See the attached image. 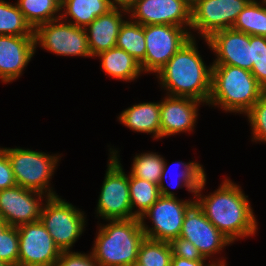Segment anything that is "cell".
I'll return each mask as SVG.
<instances>
[{
	"label": "cell",
	"mask_w": 266,
	"mask_h": 266,
	"mask_svg": "<svg viewBox=\"0 0 266 266\" xmlns=\"http://www.w3.org/2000/svg\"><path fill=\"white\" fill-rule=\"evenodd\" d=\"M206 185V176L201 180L195 193V202L206 218L232 243L238 238L255 235L257 219L248 196L240 186L225 178L219 188L208 196L201 195Z\"/></svg>",
	"instance_id": "cell-1"
},
{
	"label": "cell",
	"mask_w": 266,
	"mask_h": 266,
	"mask_svg": "<svg viewBox=\"0 0 266 266\" xmlns=\"http://www.w3.org/2000/svg\"><path fill=\"white\" fill-rule=\"evenodd\" d=\"M169 96L190 97L208 104L211 93L212 65L206 66L195 37L186 42L157 72Z\"/></svg>",
	"instance_id": "cell-2"
},
{
	"label": "cell",
	"mask_w": 266,
	"mask_h": 266,
	"mask_svg": "<svg viewBox=\"0 0 266 266\" xmlns=\"http://www.w3.org/2000/svg\"><path fill=\"white\" fill-rule=\"evenodd\" d=\"M265 92L251 71L231 65H212L209 106L246 114Z\"/></svg>",
	"instance_id": "cell-3"
},
{
	"label": "cell",
	"mask_w": 266,
	"mask_h": 266,
	"mask_svg": "<svg viewBox=\"0 0 266 266\" xmlns=\"http://www.w3.org/2000/svg\"><path fill=\"white\" fill-rule=\"evenodd\" d=\"M100 225L91 248L99 266H131L137 261L138 250L145 238L140 219L109 220Z\"/></svg>",
	"instance_id": "cell-4"
},
{
	"label": "cell",
	"mask_w": 266,
	"mask_h": 266,
	"mask_svg": "<svg viewBox=\"0 0 266 266\" xmlns=\"http://www.w3.org/2000/svg\"><path fill=\"white\" fill-rule=\"evenodd\" d=\"M18 186L47 197L58 196L50 187V179L58 166L59 156L23 148H4Z\"/></svg>",
	"instance_id": "cell-5"
},
{
	"label": "cell",
	"mask_w": 266,
	"mask_h": 266,
	"mask_svg": "<svg viewBox=\"0 0 266 266\" xmlns=\"http://www.w3.org/2000/svg\"><path fill=\"white\" fill-rule=\"evenodd\" d=\"M118 151L110 148V157L97 203V216L109 220L136 218L132 212L129 175L125 174Z\"/></svg>",
	"instance_id": "cell-6"
},
{
	"label": "cell",
	"mask_w": 266,
	"mask_h": 266,
	"mask_svg": "<svg viewBox=\"0 0 266 266\" xmlns=\"http://www.w3.org/2000/svg\"><path fill=\"white\" fill-rule=\"evenodd\" d=\"M40 221L48 230L60 251H70L84 231V211L79 210L61 197L45 198Z\"/></svg>",
	"instance_id": "cell-7"
},
{
	"label": "cell",
	"mask_w": 266,
	"mask_h": 266,
	"mask_svg": "<svg viewBox=\"0 0 266 266\" xmlns=\"http://www.w3.org/2000/svg\"><path fill=\"white\" fill-rule=\"evenodd\" d=\"M35 45L61 56L92 57L85 28L61 18L38 25L34 29Z\"/></svg>",
	"instance_id": "cell-8"
},
{
	"label": "cell",
	"mask_w": 266,
	"mask_h": 266,
	"mask_svg": "<svg viewBox=\"0 0 266 266\" xmlns=\"http://www.w3.org/2000/svg\"><path fill=\"white\" fill-rule=\"evenodd\" d=\"M194 203L195 199L181 201L176 196H160L140 218L145 237L166 242L178 238L186 212ZM147 218L151 219L152 228L145 224Z\"/></svg>",
	"instance_id": "cell-9"
},
{
	"label": "cell",
	"mask_w": 266,
	"mask_h": 266,
	"mask_svg": "<svg viewBox=\"0 0 266 266\" xmlns=\"http://www.w3.org/2000/svg\"><path fill=\"white\" fill-rule=\"evenodd\" d=\"M175 25H144L145 34V73H157L170 58L194 35Z\"/></svg>",
	"instance_id": "cell-10"
},
{
	"label": "cell",
	"mask_w": 266,
	"mask_h": 266,
	"mask_svg": "<svg viewBox=\"0 0 266 266\" xmlns=\"http://www.w3.org/2000/svg\"><path fill=\"white\" fill-rule=\"evenodd\" d=\"M251 0H198L191 6V29L203 39L214 32L232 28L240 12Z\"/></svg>",
	"instance_id": "cell-11"
},
{
	"label": "cell",
	"mask_w": 266,
	"mask_h": 266,
	"mask_svg": "<svg viewBox=\"0 0 266 266\" xmlns=\"http://www.w3.org/2000/svg\"><path fill=\"white\" fill-rule=\"evenodd\" d=\"M18 266H55L61 251L41 221L17 227Z\"/></svg>",
	"instance_id": "cell-12"
},
{
	"label": "cell",
	"mask_w": 266,
	"mask_h": 266,
	"mask_svg": "<svg viewBox=\"0 0 266 266\" xmlns=\"http://www.w3.org/2000/svg\"><path fill=\"white\" fill-rule=\"evenodd\" d=\"M127 11L143 26L168 24L190 29L191 5L185 0H135Z\"/></svg>",
	"instance_id": "cell-13"
},
{
	"label": "cell",
	"mask_w": 266,
	"mask_h": 266,
	"mask_svg": "<svg viewBox=\"0 0 266 266\" xmlns=\"http://www.w3.org/2000/svg\"><path fill=\"white\" fill-rule=\"evenodd\" d=\"M43 197L48 198L43 193L18 185L1 190L0 215L2 220L14 227L39 221L44 204L42 203Z\"/></svg>",
	"instance_id": "cell-14"
},
{
	"label": "cell",
	"mask_w": 266,
	"mask_h": 266,
	"mask_svg": "<svg viewBox=\"0 0 266 266\" xmlns=\"http://www.w3.org/2000/svg\"><path fill=\"white\" fill-rule=\"evenodd\" d=\"M179 237L194 244L205 259L232 243L206 218L196 202L186 212Z\"/></svg>",
	"instance_id": "cell-15"
},
{
	"label": "cell",
	"mask_w": 266,
	"mask_h": 266,
	"mask_svg": "<svg viewBox=\"0 0 266 266\" xmlns=\"http://www.w3.org/2000/svg\"><path fill=\"white\" fill-rule=\"evenodd\" d=\"M204 40L216 56L212 65H231L252 70L250 35L229 28L216 31Z\"/></svg>",
	"instance_id": "cell-16"
},
{
	"label": "cell",
	"mask_w": 266,
	"mask_h": 266,
	"mask_svg": "<svg viewBox=\"0 0 266 266\" xmlns=\"http://www.w3.org/2000/svg\"><path fill=\"white\" fill-rule=\"evenodd\" d=\"M201 103L194 98L169 95L160 101L161 139L193 131Z\"/></svg>",
	"instance_id": "cell-17"
},
{
	"label": "cell",
	"mask_w": 266,
	"mask_h": 266,
	"mask_svg": "<svg viewBox=\"0 0 266 266\" xmlns=\"http://www.w3.org/2000/svg\"><path fill=\"white\" fill-rule=\"evenodd\" d=\"M36 52L34 36L0 35V79L16 80Z\"/></svg>",
	"instance_id": "cell-18"
},
{
	"label": "cell",
	"mask_w": 266,
	"mask_h": 266,
	"mask_svg": "<svg viewBox=\"0 0 266 266\" xmlns=\"http://www.w3.org/2000/svg\"><path fill=\"white\" fill-rule=\"evenodd\" d=\"M123 13H128L126 8L114 7L85 28L92 57L116 46L117 36L125 21L122 19Z\"/></svg>",
	"instance_id": "cell-19"
},
{
	"label": "cell",
	"mask_w": 266,
	"mask_h": 266,
	"mask_svg": "<svg viewBox=\"0 0 266 266\" xmlns=\"http://www.w3.org/2000/svg\"><path fill=\"white\" fill-rule=\"evenodd\" d=\"M121 124L136 132L161 138L160 102H143L124 109L119 115Z\"/></svg>",
	"instance_id": "cell-20"
},
{
	"label": "cell",
	"mask_w": 266,
	"mask_h": 266,
	"mask_svg": "<svg viewBox=\"0 0 266 266\" xmlns=\"http://www.w3.org/2000/svg\"><path fill=\"white\" fill-rule=\"evenodd\" d=\"M115 6L110 0H61L60 18L81 28H86L97 17L108 13ZM68 15V16H67Z\"/></svg>",
	"instance_id": "cell-21"
},
{
	"label": "cell",
	"mask_w": 266,
	"mask_h": 266,
	"mask_svg": "<svg viewBox=\"0 0 266 266\" xmlns=\"http://www.w3.org/2000/svg\"><path fill=\"white\" fill-rule=\"evenodd\" d=\"M95 57L100 58L101 68L104 72L115 79L129 82L143 73L138 61L125 50L116 46Z\"/></svg>",
	"instance_id": "cell-22"
},
{
	"label": "cell",
	"mask_w": 266,
	"mask_h": 266,
	"mask_svg": "<svg viewBox=\"0 0 266 266\" xmlns=\"http://www.w3.org/2000/svg\"><path fill=\"white\" fill-rule=\"evenodd\" d=\"M176 165L182 166L184 169H182V171H180L179 175L177 176V180L179 181L175 180V183L173 184H176L175 187L177 188H182V186L186 187L188 192L194 193L193 195L195 198V193L198 191L201 180L206 176L203 166L198 162L193 161H190L188 163H183L182 161H180L177 162ZM169 169L170 168H168L166 160H164L161 178L158 184L159 193L160 196L175 197L174 192L170 191V187H167V185H165L164 183L165 178L168 177L167 175L169 173ZM169 186L172 187V184H169Z\"/></svg>",
	"instance_id": "cell-23"
},
{
	"label": "cell",
	"mask_w": 266,
	"mask_h": 266,
	"mask_svg": "<svg viewBox=\"0 0 266 266\" xmlns=\"http://www.w3.org/2000/svg\"><path fill=\"white\" fill-rule=\"evenodd\" d=\"M124 21L117 36L116 47L125 50L133 56L141 65L142 71L145 72V34L144 26L134 22Z\"/></svg>",
	"instance_id": "cell-24"
},
{
	"label": "cell",
	"mask_w": 266,
	"mask_h": 266,
	"mask_svg": "<svg viewBox=\"0 0 266 266\" xmlns=\"http://www.w3.org/2000/svg\"><path fill=\"white\" fill-rule=\"evenodd\" d=\"M232 29L266 37V1L251 0L238 15Z\"/></svg>",
	"instance_id": "cell-25"
},
{
	"label": "cell",
	"mask_w": 266,
	"mask_h": 266,
	"mask_svg": "<svg viewBox=\"0 0 266 266\" xmlns=\"http://www.w3.org/2000/svg\"><path fill=\"white\" fill-rule=\"evenodd\" d=\"M25 20L35 29L38 25L60 18L61 0H17Z\"/></svg>",
	"instance_id": "cell-26"
},
{
	"label": "cell",
	"mask_w": 266,
	"mask_h": 266,
	"mask_svg": "<svg viewBox=\"0 0 266 266\" xmlns=\"http://www.w3.org/2000/svg\"><path fill=\"white\" fill-rule=\"evenodd\" d=\"M129 192L132 212L135 207L138 208L133 214L139 219L160 197L158 185L131 175H129Z\"/></svg>",
	"instance_id": "cell-27"
},
{
	"label": "cell",
	"mask_w": 266,
	"mask_h": 266,
	"mask_svg": "<svg viewBox=\"0 0 266 266\" xmlns=\"http://www.w3.org/2000/svg\"><path fill=\"white\" fill-rule=\"evenodd\" d=\"M0 35L34 36V29L25 20L17 3L0 0Z\"/></svg>",
	"instance_id": "cell-28"
},
{
	"label": "cell",
	"mask_w": 266,
	"mask_h": 266,
	"mask_svg": "<svg viewBox=\"0 0 266 266\" xmlns=\"http://www.w3.org/2000/svg\"><path fill=\"white\" fill-rule=\"evenodd\" d=\"M172 256L169 242L145 237L139 246L137 262L144 266H171Z\"/></svg>",
	"instance_id": "cell-29"
},
{
	"label": "cell",
	"mask_w": 266,
	"mask_h": 266,
	"mask_svg": "<svg viewBox=\"0 0 266 266\" xmlns=\"http://www.w3.org/2000/svg\"><path fill=\"white\" fill-rule=\"evenodd\" d=\"M164 158L158 153H141L134 157L130 175L142 180L159 184Z\"/></svg>",
	"instance_id": "cell-30"
},
{
	"label": "cell",
	"mask_w": 266,
	"mask_h": 266,
	"mask_svg": "<svg viewBox=\"0 0 266 266\" xmlns=\"http://www.w3.org/2000/svg\"><path fill=\"white\" fill-rule=\"evenodd\" d=\"M253 66L251 73L266 91V37L250 35Z\"/></svg>",
	"instance_id": "cell-31"
},
{
	"label": "cell",
	"mask_w": 266,
	"mask_h": 266,
	"mask_svg": "<svg viewBox=\"0 0 266 266\" xmlns=\"http://www.w3.org/2000/svg\"><path fill=\"white\" fill-rule=\"evenodd\" d=\"M19 235L18 228L8 226L0 234V260L9 266H18Z\"/></svg>",
	"instance_id": "cell-32"
},
{
	"label": "cell",
	"mask_w": 266,
	"mask_h": 266,
	"mask_svg": "<svg viewBox=\"0 0 266 266\" xmlns=\"http://www.w3.org/2000/svg\"><path fill=\"white\" fill-rule=\"evenodd\" d=\"M251 126L253 141L266 143V92L245 114Z\"/></svg>",
	"instance_id": "cell-33"
},
{
	"label": "cell",
	"mask_w": 266,
	"mask_h": 266,
	"mask_svg": "<svg viewBox=\"0 0 266 266\" xmlns=\"http://www.w3.org/2000/svg\"><path fill=\"white\" fill-rule=\"evenodd\" d=\"M55 266H99L92 252L85 254L81 252L61 251Z\"/></svg>",
	"instance_id": "cell-34"
},
{
	"label": "cell",
	"mask_w": 266,
	"mask_h": 266,
	"mask_svg": "<svg viewBox=\"0 0 266 266\" xmlns=\"http://www.w3.org/2000/svg\"><path fill=\"white\" fill-rule=\"evenodd\" d=\"M169 243L173 256L188 260H206L196 246L188 240L178 237L171 240Z\"/></svg>",
	"instance_id": "cell-35"
},
{
	"label": "cell",
	"mask_w": 266,
	"mask_h": 266,
	"mask_svg": "<svg viewBox=\"0 0 266 266\" xmlns=\"http://www.w3.org/2000/svg\"><path fill=\"white\" fill-rule=\"evenodd\" d=\"M17 186L6 150L0 148V191Z\"/></svg>",
	"instance_id": "cell-36"
},
{
	"label": "cell",
	"mask_w": 266,
	"mask_h": 266,
	"mask_svg": "<svg viewBox=\"0 0 266 266\" xmlns=\"http://www.w3.org/2000/svg\"><path fill=\"white\" fill-rule=\"evenodd\" d=\"M206 260H188L178 256H172L171 266H226L224 259L218 260L217 262L212 261L209 264H205Z\"/></svg>",
	"instance_id": "cell-37"
},
{
	"label": "cell",
	"mask_w": 266,
	"mask_h": 266,
	"mask_svg": "<svg viewBox=\"0 0 266 266\" xmlns=\"http://www.w3.org/2000/svg\"><path fill=\"white\" fill-rule=\"evenodd\" d=\"M115 7L128 8L135 0H110Z\"/></svg>",
	"instance_id": "cell-38"
},
{
	"label": "cell",
	"mask_w": 266,
	"mask_h": 266,
	"mask_svg": "<svg viewBox=\"0 0 266 266\" xmlns=\"http://www.w3.org/2000/svg\"><path fill=\"white\" fill-rule=\"evenodd\" d=\"M9 225L4 221V220H1L0 221V234L3 233V231L8 227Z\"/></svg>",
	"instance_id": "cell-39"
},
{
	"label": "cell",
	"mask_w": 266,
	"mask_h": 266,
	"mask_svg": "<svg viewBox=\"0 0 266 266\" xmlns=\"http://www.w3.org/2000/svg\"><path fill=\"white\" fill-rule=\"evenodd\" d=\"M189 5L195 4L198 0H185Z\"/></svg>",
	"instance_id": "cell-40"
},
{
	"label": "cell",
	"mask_w": 266,
	"mask_h": 266,
	"mask_svg": "<svg viewBox=\"0 0 266 266\" xmlns=\"http://www.w3.org/2000/svg\"><path fill=\"white\" fill-rule=\"evenodd\" d=\"M0 266H9L4 261L0 260Z\"/></svg>",
	"instance_id": "cell-41"
},
{
	"label": "cell",
	"mask_w": 266,
	"mask_h": 266,
	"mask_svg": "<svg viewBox=\"0 0 266 266\" xmlns=\"http://www.w3.org/2000/svg\"><path fill=\"white\" fill-rule=\"evenodd\" d=\"M131 266H144V265H142V264H140V263H138L137 261L133 264V265H131Z\"/></svg>",
	"instance_id": "cell-42"
}]
</instances>
